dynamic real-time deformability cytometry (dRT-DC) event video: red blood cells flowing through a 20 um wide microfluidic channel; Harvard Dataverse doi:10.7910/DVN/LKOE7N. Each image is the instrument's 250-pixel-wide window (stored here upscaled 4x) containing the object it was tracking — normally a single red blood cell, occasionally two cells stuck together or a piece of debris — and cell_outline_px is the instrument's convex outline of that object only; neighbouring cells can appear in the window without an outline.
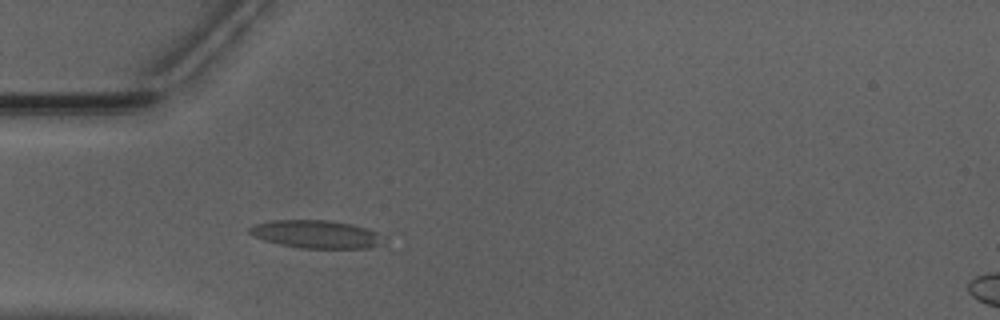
{"species": "Egyptian fruit bat (a non-hibernating species)", "species_latin": "Rousettus aegyptiacus", "temperature_condition": "warm", "stored_images_in_passage": 41, "camera_frame_rate_fps": 3000, "um_per_image_px": 0.085, "animal": {"sex": "male"}, "frame": {"image": 1, "passage_image": 9, "time_ms": 2.667, "image_size_px": [1000, 320], "cell_outline_px": [[384, 244], [372, 248], [300, 248], [280, 244], [264, 240], [252, 236], [248, 232], [248, 228], [252, 224], [272, 220], [328, 220], [352, 224], [380, 232], [384, 236]], "centroid_in_image_um": [26.91, 19.91], "position_along_channel_um": 58.1, "area_um2": 22.25}}
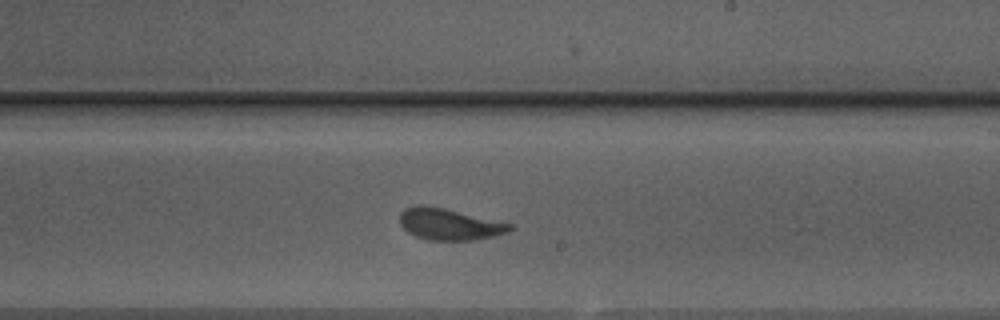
{"frame": {"image": 2, "passage_image": 24, "time_ms": 7.667, "image_size_px": [1000, 320], "cell_outline_px": [[516, 228], [508, 232], [492, 236], [472, 240], [428, 240], [416, 236], [408, 232], [400, 224], [400, 212], [404, 208], [416, 204], [424, 204], [444, 208], [512, 224]], "centroid_in_image_um": [38.16, 19.04], "position_along_channel_um": 250.8, "area_um2": 20.23}}
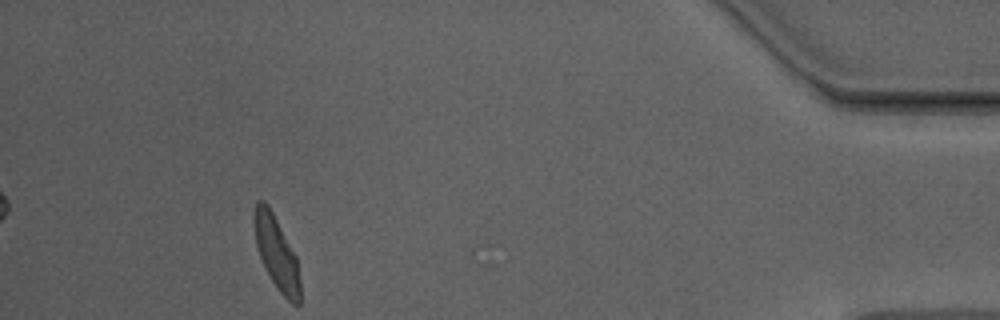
{"frame": {"image": 3, "passage_image": 41, "time_ms": 13.333, "image_size_px": [1000, 320], "cell_outline_px": [[300, 304], [292, 304], [280, 292], [272, 280], [260, 256], [256, 244], [252, 220], [256, 200], [264, 200], [268, 204], [296, 256], [300, 280]], "centroid_in_image_um": [23.49, 21.45], "position_along_channel_um": 411.7, "area_um2": 19.36}, "authors_computed_cell_mechanics": {"area_um2": 20.23, "velocity_mm_per_s": 3.9355, "shape_relaxation_time_tau1_ms": 3.1912, "shape_relaxation_time_tau2_ms": 0.9042, "deformation_change_tau1": 0.1464, "deformation_change_tau2": 0.076}}